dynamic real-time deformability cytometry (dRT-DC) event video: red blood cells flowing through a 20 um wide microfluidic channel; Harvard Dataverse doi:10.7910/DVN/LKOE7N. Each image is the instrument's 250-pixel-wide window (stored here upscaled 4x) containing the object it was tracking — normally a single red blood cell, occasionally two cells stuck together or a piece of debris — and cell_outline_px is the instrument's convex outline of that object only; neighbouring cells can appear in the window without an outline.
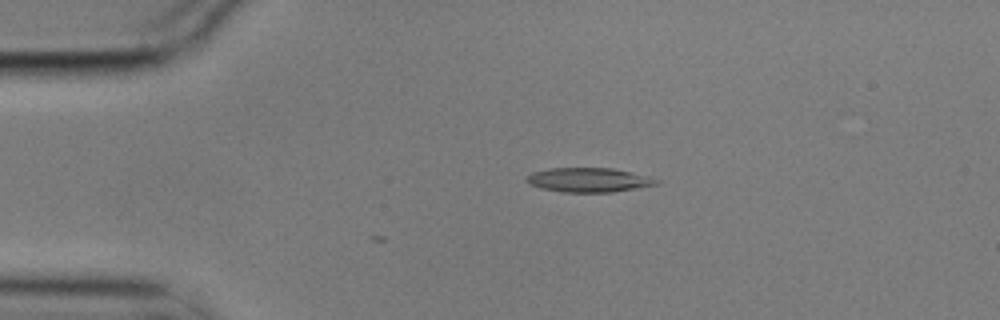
{"species": "common noctule bat (a hibernating species)", "species_latin": "Nyctalus noctula", "temperature_condition": "cold", "stored_images_in_passage": 3, "camera_frame_rate_fps": 3000, "um_per_image_px": 0.085, "animal": {"sex": "male", "body_mass_g": 17.9}, "frame": {"image": 1, "passage_image": 3, "time_ms": 0.667, "image_size_px": [1000, 320], "cell_outline_px": [[664, 180], [660, 184], [612, 192], [564, 192], [540, 188], [524, 180], [524, 176], [532, 172], [548, 168], [612, 168], [648, 176]], "centroid_in_image_um": [50.06, 15.29], "position_along_channel_um": 34.9, "area_um2": 18.55}}